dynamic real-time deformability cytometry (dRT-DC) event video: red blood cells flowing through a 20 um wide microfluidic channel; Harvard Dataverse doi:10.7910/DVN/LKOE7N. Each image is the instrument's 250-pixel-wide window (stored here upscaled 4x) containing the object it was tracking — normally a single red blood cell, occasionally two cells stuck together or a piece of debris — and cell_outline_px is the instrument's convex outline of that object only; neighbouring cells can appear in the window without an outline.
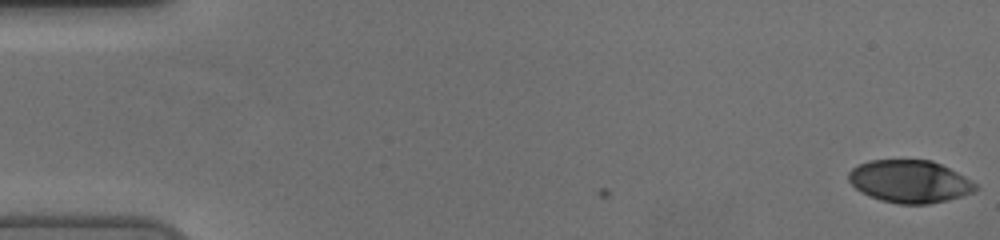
{"species": "human", "species_latin": "Homo sapiens", "temperature_condition": "cold", "stored_images_in_passage": 56, "camera_frame_rate_fps": 3000, "um_per_image_px": 0.085, "donor": {"sex": "female"}, "frame": {"image": 1, "passage_image": 1, "time_ms": 0.0, "image_size_px": [1000, 240], "cell_outline_px": [[976, 188], [972, 192], [960, 196], [928, 204], [900, 204], [880, 200], [868, 196], [860, 192], [848, 180], [848, 172], [852, 168], [868, 160], [932, 160], [964, 176], [976, 184]], "centroid_in_image_um": [77.26, 15.42], "position_along_channel_um": 7.7, "area_um2": 31.21}}
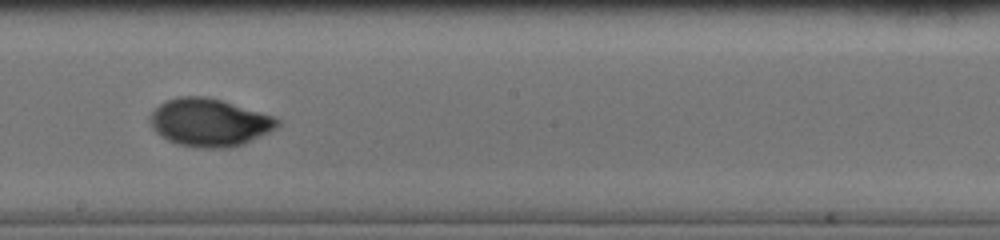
{"frame": {"image": 2, "passage_image": 32, "time_ms": 10.333, "image_size_px": [1000, 240], "cell_outline_px": [[280, 124], [276, 128], [244, 144], [228, 148], [200, 148], [176, 144], [160, 136], [152, 128], [148, 116], [164, 100], [176, 96], [208, 96], [260, 112], [272, 116], [280, 120]], "centroid_in_image_um": [17.75, 10.41], "position_along_channel_um": 230.4, "area_um2": 35.6}}
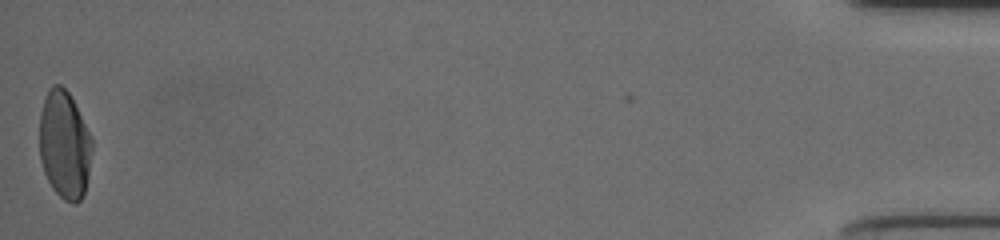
{"frame": {"image": 3, "passage_image": 56, "time_ms": 18.333, "image_size_px": [1000, 240], "cell_outline_px": [[92, 148], [88, 176], [84, 196], [76, 204], [72, 204], [64, 200], [52, 188], [44, 172], [40, 160], [40, 112], [44, 96], [48, 88], [52, 84], [60, 84], [68, 92], [92, 136]], "centroid_in_image_um": [5.48, 12.31], "position_along_channel_um": 429.7, "area_um2": 33.35}, "authors_computed_cell_mechanics": {"area_um2": 33.235, "velocity_mm_per_s": 3.7201, "shape_relaxation_time_tau1_ms": 4.9319, "shape_relaxation_time_tau2_ms": null, "deformation_change_tau1": 0.2105, "deformation_change_tau2": null}}